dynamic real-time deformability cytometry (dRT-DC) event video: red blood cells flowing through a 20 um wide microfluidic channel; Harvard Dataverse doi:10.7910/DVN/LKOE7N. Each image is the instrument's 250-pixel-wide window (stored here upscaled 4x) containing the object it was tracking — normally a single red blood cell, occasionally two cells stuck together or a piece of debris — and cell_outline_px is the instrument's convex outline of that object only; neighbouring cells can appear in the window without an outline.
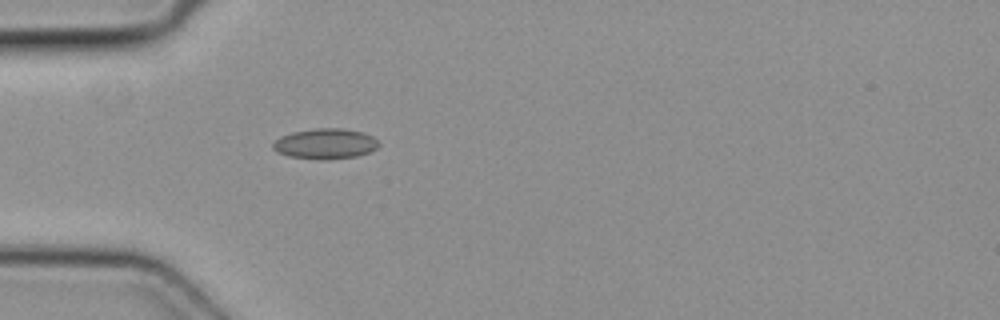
{"species": "common noctule bat (a hibernating species)", "species_latin": "Nyctalus noctula", "temperature_condition": "cold", "stored_images_in_passage": 2, "camera_frame_rate_fps": 3000, "um_per_image_px": 0.085, "animal": {"sex": "female", "body_mass_g": 19.3, "forearm_length_mm": 54.1}, "frame": {"image": 1, "passage_image": 2, "time_ms": 0.333, "image_size_px": [1000, 320], "cell_outline_px": [[380, 144], [376, 148], [368, 152], [356, 156], [288, 156], [276, 152], [272, 148], [272, 144], [280, 136], [292, 132], [316, 128], [340, 128], [360, 132], [372, 136]], "centroid_in_image_um": [27.62, 12.15], "position_along_channel_um": 57.4, "area_um2": 17.63}}